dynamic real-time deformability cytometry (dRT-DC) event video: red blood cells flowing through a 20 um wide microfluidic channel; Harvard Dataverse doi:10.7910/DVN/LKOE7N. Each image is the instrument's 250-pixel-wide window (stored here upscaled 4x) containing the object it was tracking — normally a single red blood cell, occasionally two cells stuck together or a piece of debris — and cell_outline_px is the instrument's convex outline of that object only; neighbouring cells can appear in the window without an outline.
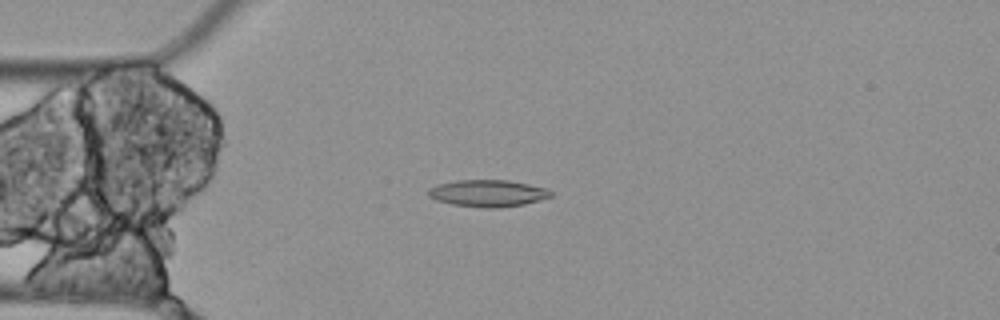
{"species": "Egyptian fruit bat (a non-hibernating species)", "species_latin": "Rousettus aegyptiacus", "temperature_condition": "cold", "stored_images_in_passage": 5, "camera_frame_rate_fps": 3000, "um_per_image_px": 0.085, "animal": {"sex": "female"}, "frame": {"image": 1, "passage_image": 5, "time_ms": 1.333, "image_size_px": [1000, 320], "cell_outline_px": [[552, 196], [540, 200], [524, 204], [496, 208], [484, 208], [452, 204], [436, 200], [428, 196], [428, 188], [436, 184], [456, 180], [508, 180], [548, 188], [552, 192]], "centroid_in_image_um": [41.45, 16.42], "position_along_channel_um": 43.5, "area_um2": 19.31}}